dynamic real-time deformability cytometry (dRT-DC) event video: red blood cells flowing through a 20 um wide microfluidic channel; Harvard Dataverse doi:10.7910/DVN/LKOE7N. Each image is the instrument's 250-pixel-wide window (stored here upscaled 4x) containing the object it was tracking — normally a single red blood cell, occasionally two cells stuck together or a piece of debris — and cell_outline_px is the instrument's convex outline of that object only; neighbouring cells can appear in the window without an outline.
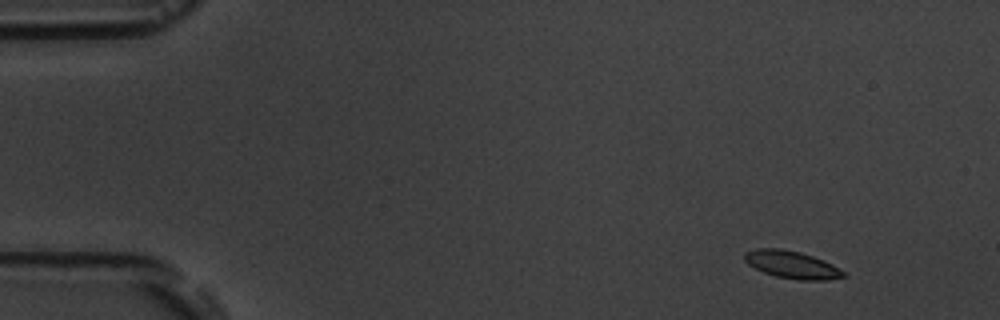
{"species": "common noctule bat (a hibernating species)", "species_latin": "Nyctalus noctula", "temperature_condition": "room temperature", "stored_images_in_passage": 4, "camera_frame_rate_fps": 3000, "um_per_image_px": 0.085, "animal": {"sex": "male", "body_mass_g": 19.5, "forearm_length_mm": 54.6}, "frame": {"image": 1, "passage_image": 1, "time_ms": 0.0, "image_size_px": [1000, 320], "cell_outline_px": [[848, 276], [828, 280], [800, 280], [776, 276], [764, 272], [748, 264], [744, 260], [744, 252], [756, 248], [780, 248], [800, 252], [824, 260], [832, 264], [844, 272]], "centroid_in_image_um": [67.31, 22.49], "position_along_channel_um": 17.7, "area_um2": 15.84}}
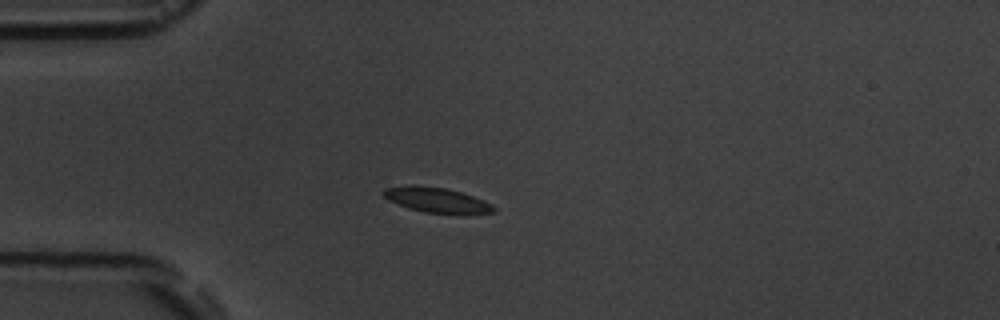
{"frame": {"image": 2, "passage_image": 4, "time_ms": 3.333, "image_size_px": [1000, 320], "cell_outline_px": [[496, 212], [460, 216], [424, 212], [408, 208], [388, 200], [380, 192], [384, 188], [408, 184], [412, 184], [444, 188], [460, 192], [484, 200], [492, 204], [496, 208]], "centroid_in_image_um": [37.14, 17.03], "position_along_channel_um": 47.9, "area_um2": 16.76}}